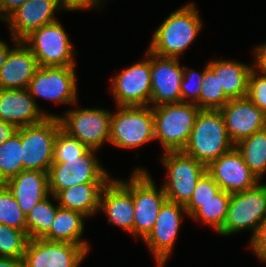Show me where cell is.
<instances>
[{
	"label": "cell",
	"mask_w": 266,
	"mask_h": 267,
	"mask_svg": "<svg viewBox=\"0 0 266 267\" xmlns=\"http://www.w3.org/2000/svg\"><path fill=\"white\" fill-rule=\"evenodd\" d=\"M34 98L25 89L0 88V119L15 128L38 124L47 117H58L39 109Z\"/></svg>",
	"instance_id": "cell-20"
},
{
	"label": "cell",
	"mask_w": 266,
	"mask_h": 267,
	"mask_svg": "<svg viewBox=\"0 0 266 267\" xmlns=\"http://www.w3.org/2000/svg\"><path fill=\"white\" fill-rule=\"evenodd\" d=\"M61 9L66 10L62 0H29L7 17L11 38L23 41L34 30L58 21L54 14Z\"/></svg>",
	"instance_id": "cell-18"
},
{
	"label": "cell",
	"mask_w": 266,
	"mask_h": 267,
	"mask_svg": "<svg viewBox=\"0 0 266 267\" xmlns=\"http://www.w3.org/2000/svg\"><path fill=\"white\" fill-rule=\"evenodd\" d=\"M29 0H0V8L2 13L8 17L18 7L22 6Z\"/></svg>",
	"instance_id": "cell-41"
},
{
	"label": "cell",
	"mask_w": 266,
	"mask_h": 267,
	"mask_svg": "<svg viewBox=\"0 0 266 267\" xmlns=\"http://www.w3.org/2000/svg\"><path fill=\"white\" fill-rule=\"evenodd\" d=\"M207 68L206 64L205 68L198 72L186 66L183 67V79L180 85L181 102L195 103L199 107L201 84Z\"/></svg>",
	"instance_id": "cell-35"
},
{
	"label": "cell",
	"mask_w": 266,
	"mask_h": 267,
	"mask_svg": "<svg viewBox=\"0 0 266 267\" xmlns=\"http://www.w3.org/2000/svg\"><path fill=\"white\" fill-rule=\"evenodd\" d=\"M11 40L16 46L9 51L0 69V88L25 89L39 65L31 50L22 41L14 38Z\"/></svg>",
	"instance_id": "cell-21"
},
{
	"label": "cell",
	"mask_w": 266,
	"mask_h": 267,
	"mask_svg": "<svg viewBox=\"0 0 266 267\" xmlns=\"http://www.w3.org/2000/svg\"><path fill=\"white\" fill-rule=\"evenodd\" d=\"M231 193L220 190L206 202H188L185 205L188 217L210 225L218 233L224 226Z\"/></svg>",
	"instance_id": "cell-27"
},
{
	"label": "cell",
	"mask_w": 266,
	"mask_h": 267,
	"mask_svg": "<svg viewBox=\"0 0 266 267\" xmlns=\"http://www.w3.org/2000/svg\"><path fill=\"white\" fill-rule=\"evenodd\" d=\"M187 215L185 205L166 201L157 216L151 232L143 239L157 267H163L168 261L181 228L182 218Z\"/></svg>",
	"instance_id": "cell-14"
},
{
	"label": "cell",
	"mask_w": 266,
	"mask_h": 267,
	"mask_svg": "<svg viewBox=\"0 0 266 267\" xmlns=\"http://www.w3.org/2000/svg\"><path fill=\"white\" fill-rule=\"evenodd\" d=\"M219 185L205 172L198 180L189 202H206L220 191Z\"/></svg>",
	"instance_id": "cell-37"
},
{
	"label": "cell",
	"mask_w": 266,
	"mask_h": 267,
	"mask_svg": "<svg viewBox=\"0 0 266 267\" xmlns=\"http://www.w3.org/2000/svg\"><path fill=\"white\" fill-rule=\"evenodd\" d=\"M0 267H24L23 259L0 257Z\"/></svg>",
	"instance_id": "cell-43"
},
{
	"label": "cell",
	"mask_w": 266,
	"mask_h": 267,
	"mask_svg": "<svg viewBox=\"0 0 266 267\" xmlns=\"http://www.w3.org/2000/svg\"><path fill=\"white\" fill-rule=\"evenodd\" d=\"M61 128L59 117L21 128L23 170L49 172L53 163L54 141Z\"/></svg>",
	"instance_id": "cell-9"
},
{
	"label": "cell",
	"mask_w": 266,
	"mask_h": 267,
	"mask_svg": "<svg viewBox=\"0 0 266 267\" xmlns=\"http://www.w3.org/2000/svg\"><path fill=\"white\" fill-rule=\"evenodd\" d=\"M226 130L231 142L239 141L266 128V113L247 97L230 99L221 109Z\"/></svg>",
	"instance_id": "cell-19"
},
{
	"label": "cell",
	"mask_w": 266,
	"mask_h": 267,
	"mask_svg": "<svg viewBox=\"0 0 266 267\" xmlns=\"http://www.w3.org/2000/svg\"><path fill=\"white\" fill-rule=\"evenodd\" d=\"M154 140V117L150 105L118 106L112 113L110 144L121 149H136Z\"/></svg>",
	"instance_id": "cell-5"
},
{
	"label": "cell",
	"mask_w": 266,
	"mask_h": 267,
	"mask_svg": "<svg viewBox=\"0 0 266 267\" xmlns=\"http://www.w3.org/2000/svg\"><path fill=\"white\" fill-rule=\"evenodd\" d=\"M107 183H83L61 190L50 198L58 201L59 207L81 212L86 217L99 211L100 195Z\"/></svg>",
	"instance_id": "cell-25"
},
{
	"label": "cell",
	"mask_w": 266,
	"mask_h": 267,
	"mask_svg": "<svg viewBox=\"0 0 266 267\" xmlns=\"http://www.w3.org/2000/svg\"><path fill=\"white\" fill-rule=\"evenodd\" d=\"M254 68L266 76V43L254 48Z\"/></svg>",
	"instance_id": "cell-40"
},
{
	"label": "cell",
	"mask_w": 266,
	"mask_h": 267,
	"mask_svg": "<svg viewBox=\"0 0 266 267\" xmlns=\"http://www.w3.org/2000/svg\"><path fill=\"white\" fill-rule=\"evenodd\" d=\"M104 0H62L63 5L68 11H76V10H89V9H98L100 8L101 3Z\"/></svg>",
	"instance_id": "cell-39"
},
{
	"label": "cell",
	"mask_w": 266,
	"mask_h": 267,
	"mask_svg": "<svg viewBox=\"0 0 266 267\" xmlns=\"http://www.w3.org/2000/svg\"><path fill=\"white\" fill-rule=\"evenodd\" d=\"M249 169L262 180L266 173V128L235 144Z\"/></svg>",
	"instance_id": "cell-28"
},
{
	"label": "cell",
	"mask_w": 266,
	"mask_h": 267,
	"mask_svg": "<svg viewBox=\"0 0 266 267\" xmlns=\"http://www.w3.org/2000/svg\"><path fill=\"white\" fill-rule=\"evenodd\" d=\"M131 194L134 204V237L142 240L151 232L162 205L167 201L163 187L155 185L148 171L136 168L129 181L117 179Z\"/></svg>",
	"instance_id": "cell-4"
},
{
	"label": "cell",
	"mask_w": 266,
	"mask_h": 267,
	"mask_svg": "<svg viewBox=\"0 0 266 267\" xmlns=\"http://www.w3.org/2000/svg\"><path fill=\"white\" fill-rule=\"evenodd\" d=\"M111 116V111L102 108H76L58 115L64 131L96 150L109 142Z\"/></svg>",
	"instance_id": "cell-11"
},
{
	"label": "cell",
	"mask_w": 266,
	"mask_h": 267,
	"mask_svg": "<svg viewBox=\"0 0 266 267\" xmlns=\"http://www.w3.org/2000/svg\"><path fill=\"white\" fill-rule=\"evenodd\" d=\"M200 110L195 103L186 102L152 107L155 140L164 152L184 149Z\"/></svg>",
	"instance_id": "cell-3"
},
{
	"label": "cell",
	"mask_w": 266,
	"mask_h": 267,
	"mask_svg": "<svg viewBox=\"0 0 266 267\" xmlns=\"http://www.w3.org/2000/svg\"><path fill=\"white\" fill-rule=\"evenodd\" d=\"M75 67H39L27 87L36 102L41 97L57 103L77 104Z\"/></svg>",
	"instance_id": "cell-12"
},
{
	"label": "cell",
	"mask_w": 266,
	"mask_h": 267,
	"mask_svg": "<svg viewBox=\"0 0 266 267\" xmlns=\"http://www.w3.org/2000/svg\"><path fill=\"white\" fill-rule=\"evenodd\" d=\"M206 172L219 185L220 189L229 193L253 188L260 182L246 165L235 146L218 159L211 161L206 166Z\"/></svg>",
	"instance_id": "cell-17"
},
{
	"label": "cell",
	"mask_w": 266,
	"mask_h": 267,
	"mask_svg": "<svg viewBox=\"0 0 266 267\" xmlns=\"http://www.w3.org/2000/svg\"><path fill=\"white\" fill-rule=\"evenodd\" d=\"M88 253L70 242L29 239L23 262L24 267H78Z\"/></svg>",
	"instance_id": "cell-15"
},
{
	"label": "cell",
	"mask_w": 266,
	"mask_h": 267,
	"mask_svg": "<svg viewBox=\"0 0 266 267\" xmlns=\"http://www.w3.org/2000/svg\"><path fill=\"white\" fill-rule=\"evenodd\" d=\"M99 209L106 213L108 222L134 235V204L132 194L112 178L102 189Z\"/></svg>",
	"instance_id": "cell-22"
},
{
	"label": "cell",
	"mask_w": 266,
	"mask_h": 267,
	"mask_svg": "<svg viewBox=\"0 0 266 267\" xmlns=\"http://www.w3.org/2000/svg\"><path fill=\"white\" fill-rule=\"evenodd\" d=\"M0 224L26 233V216L5 184H0Z\"/></svg>",
	"instance_id": "cell-32"
},
{
	"label": "cell",
	"mask_w": 266,
	"mask_h": 267,
	"mask_svg": "<svg viewBox=\"0 0 266 267\" xmlns=\"http://www.w3.org/2000/svg\"><path fill=\"white\" fill-rule=\"evenodd\" d=\"M57 206L53 205L49 195L36 204L26 216V234L29 239H42L55 221Z\"/></svg>",
	"instance_id": "cell-30"
},
{
	"label": "cell",
	"mask_w": 266,
	"mask_h": 267,
	"mask_svg": "<svg viewBox=\"0 0 266 267\" xmlns=\"http://www.w3.org/2000/svg\"><path fill=\"white\" fill-rule=\"evenodd\" d=\"M179 58L161 57L150 52L151 97L150 106L180 103V85L183 67Z\"/></svg>",
	"instance_id": "cell-16"
},
{
	"label": "cell",
	"mask_w": 266,
	"mask_h": 267,
	"mask_svg": "<svg viewBox=\"0 0 266 267\" xmlns=\"http://www.w3.org/2000/svg\"><path fill=\"white\" fill-rule=\"evenodd\" d=\"M90 150L77 138L70 136L60 128L54 141L53 162L79 159V157H84Z\"/></svg>",
	"instance_id": "cell-33"
},
{
	"label": "cell",
	"mask_w": 266,
	"mask_h": 267,
	"mask_svg": "<svg viewBox=\"0 0 266 267\" xmlns=\"http://www.w3.org/2000/svg\"><path fill=\"white\" fill-rule=\"evenodd\" d=\"M21 128L0 145V184L18 175L23 170Z\"/></svg>",
	"instance_id": "cell-29"
},
{
	"label": "cell",
	"mask_w": 266,
	"mask_h": 267,
	"mask_svg": "<svg viewBox=\"0 0 266 267\" xmlns=\"http://www.w3.org/2000/svg\"><path fill=\"white\" fill-rule=\"evenodd\" d=\"M5 185L13 194L25 216L36 204L50 195L48 172L44 171L22 170Z\"/></svg>",
	"instance_id": "cell-23"
},
{
	"label": "cell",
	"mask_w": 266,
	"mask_h": 267,
	"mask_svg": "<svg viewBox=\"0 0 266 267\" xmlns=\"http://www.w3.org/2000/svg\"><path fill=\"white\" fill-rule=\"evenodd\" d=\"M234 146L220 110H200L182 152L207 166Z\"/></svg>",
	"instance_id": "cell-2"
},
{
	"label": "cell",
	"mask_w": 266,
	"mask_h": 267,
	"mask_svg": "<svg viewBox=\"0 0 266 267\" xmlns=\"http://www.w3.org/2000/svg\"><path fill=\"white\" fill-rule=\"evenodd\" d=\"M219 80L220 87L229 99L245 98L248 92L249 75L254 64L248 65L235 60H211L207 63Z\"/></svg>",
	"instance_id": "cell-24"
},
{
	"label": "cell",
	"mask_w": 266,
	"mask_h": 267,
	"mask_svg": "<svg viewBox=\"0 0 266 267\" xmlns=\"http://www.w3.org/2000/svg\"><path fill=\"white\" fill-rule=\"evenodd\" d=\"M17 128L12 124H9L0 119V145L7 141L13 133H15Z\"/></svg>",
	"instance_id": "cell-42"
},
{
	"label": "cell",
	"mask_w": 266,
	"mask_h": 267,
	"mask_svg": "<svg viewBox=\"0 0 266 267\" xmlns=\"http://www.w3.org/2000/svg\"><path fill=\"white\" fill-rule=\"evenodd\" d=\"M161 162L167 171L162 187L170 202L186 205L191 199L198 180L206 172V165L182 151H167Z\"/></svg>",
	"instance_id": "cell-7"
},
{
	"label": "cell",
	"mask_w": 266,
	"mask_h": 267,
	"mask_svg": "<svg viewBox=\"0 0 266 267\" xmlns=\"http://www.w3.org/2000/svg\"><path fill=\"white\" fill-rule=\"evenodd\" d=\"M230 99L225 95L223 88L214 72L208 67L204 72L199 96L201 110H220Z\"/></svg>",
	"instance_id": "cell-31"
},
{
	"label": "cell",
	"mask_w": 266,
	"mask_h": 267,
	"mask_svg": "<svg viewBox=\"0 0 266 267\" xmlns=\"http://www.w3.org/2000/svg\"><path fill=\"white\" fill-rule=\"evenodd\" d=\"M91 149L84 157L53 162L48 172L49 192L56 196L61 190L83 183H108L112 177Z\"/></svg>",
	"instance_id": "cell-10"
},
{
	"label": "cell",
	"mask_w": 266,
	"mask_h": 267,
	"mask_svg": "<svg viewBox=\"0 0 266 267\" xmlns=\"http://www.w3.org/2000/svg\"><path fill=\"white\" fill-rule=\"evenodd\" d=\"M266 220V184L259 182L253 188L231 193L227 217L219 235L229 236L252 230L251 238Z\"/></svg>",
	"instance_id": "cell-6"
},
{
	"label": "cell",
	"mask_w": 266,
	"mask_h": 267,
	"mask_svg": "<svg viewBox=\"0 0 266 267\" xmlns=\"http://www.w3.org/2000/svg\"><path fill=\"white\" fill-rule=\"evenodd\" d=\"M141 62L124 68L114 75L111 92L117 106H147L151 97L150 52Z\"/></svg>",
	"instance_id": "cell-13"
},
{
	"label": "cell",
	"mask_w": 266,
	"mask_h": 267,
	"mask_svg": "<svg viewBox=\"0 0 266 267\" xmlns=\"http://www.w3.org/2000/svg\"><path fill=\"white\" fill-rule=\"evenodd\" d=\"M12 48L5 41L0 39V69L5 63L6 57Z\"/></svg>",
	"instance_id": "cell-44"
},
{
	"label": "cell",
	"mask_w": 266,
	"mask_h": 267,
	"mask_svg": "<svg viewBox=\"0 0 266 267\" xmlns=\"http://www.w3.org/2000/svg\"><path fill=\"white\" fill-rule=\"evenodd\" d=\"M249 241V247L258 260L266 262V220L258 227L256 234Z\"/></svg>",
	"instance_id": "cell-38"
},
{
	"label": "cell",
	"mask_w": 266,
	"mask_h": 267,
	"mask_svg": "<svg viewBox=\"0 0 266 267\" xmlns=\"http://www.w3.org/2000/svg\"><path fill=\"white\" fill-rule=\"evenodd\" d=\"M85 218L87 217L81 212L58 207L55 221L50 231L42 239L47 241L70 242L83 246L89 252V243L81 238L85 230Z\"/></svg>",
	"instance_id": "cell-26"
},
{
	"label": "cell",
	"mask_w": 266,
	"mask_h": 267,
	"mask_svg": "<svg viewBox=\"0 0 266 267\" xmlns=\"http://www.w3.org/2000/svg\"><path fill=\"white\" fill-rule=\"evenodd\" d=\"M28 240L24 231L0 224V257L23 259Z\"/></svg>",
	"instance_id": "cell-34"
},
{
	"label": "cell",
	"mask_w": 266,
	"mask_h": 267,
	"mask_svg": "<svg viewBox=\"0 0 266 267\" xmlns=\"http://www.w3.org/2000/svg\"><path fill=\"white\" fill-rule=\"evenodd\" d=\"M37 59L39 67H75L74 47L63 25L58 20L34 30L22 41ZM77 53V54H76Z\"/></svg>",
	"instance_id": "cell-8"
},
{
	"label": "cell",
	"mask_w": 266,
	"mask_h": 267,
	"mask_svg": "<svg viewBox=\"0 0 266 267\" xmlns=\"http://www.w3.org/2000/svg\"><path fill=\"white\" fill-rule=\"evenodd\" d=\"M254 105L266 113V76L255 68L251 71L246 96Z\"/></svg>",
	"instance_id": "cell-36"
},
{
	"label": "cell",
	"mask_w": 266,
	"mask_h": 267,
	"mask_svg": "<svg viewBox=\"0 0 266 267\" xmlns=\"http://www.w3.org/2000/svg\"><path fill=\"white\" fill-rule=\"evenodd\" d=\"M202 19L193 2L165 18L153 33L148 51L161 57L180 58L202 29Z\"/></svg>",
	"instance_id": "cell-1"
},
{
	"label": "cell",
	"mask_w": 266,
	"mask_h": 267,
	"mask_svg": "<svg viewBox=\"0 0 266 267\" xmlns=\"http://www.w3.org/2000/svg\"><path fill=\"white\" fill-rule=\"evenodd\" d=\"M0 21H5L7 22V17L2 13L1 8H0Z\"/></svg>",
	"instance_id": "cell-45"
}]
</instances>
